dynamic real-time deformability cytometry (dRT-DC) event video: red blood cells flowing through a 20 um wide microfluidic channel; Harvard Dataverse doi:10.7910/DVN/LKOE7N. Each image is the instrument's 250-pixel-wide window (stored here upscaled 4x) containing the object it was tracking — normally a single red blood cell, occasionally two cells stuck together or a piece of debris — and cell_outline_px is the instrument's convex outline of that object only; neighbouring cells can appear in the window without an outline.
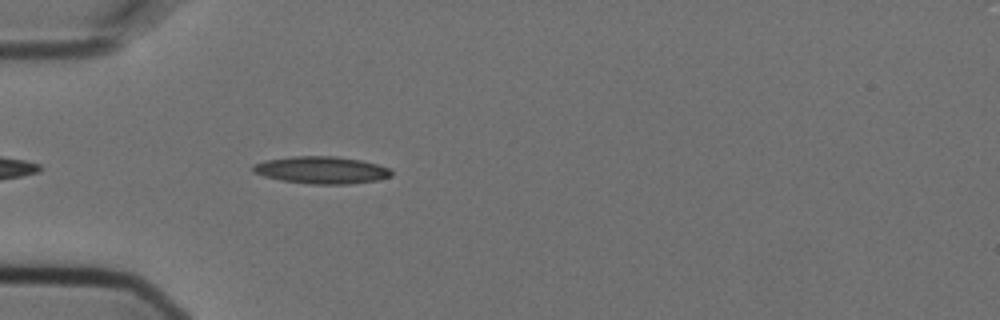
{"species": "Egyptian fruit bat (a non-hibernating species)", "species_latin": "Rousettus aegyptiacus", "temperature_condition": "cold", "stored_images_in_passage": 4, "camera_frame_rate_fps": 3000, "um_per_image_px": 0.085, "animal": {"sex": "female"}, "frame": {"image": 1, "passage_image": 4, "time_ms": 1.0, "image_size_px": [1000, 320], "cell_outline_px": [[392, 176], [380, 180], [348, 184], [312, 184], [280, 180], [264, 176], [252, 172], [252, 168], [256, 164], [264, 160], [292, 156], [332, 156], [360, 160], [376, 164], [388, 168], [392, 172]], "centroid_in_image_um": [27.32, 14.46], "position_along_channel_um": 57.7, "area_um2": 21.91}}